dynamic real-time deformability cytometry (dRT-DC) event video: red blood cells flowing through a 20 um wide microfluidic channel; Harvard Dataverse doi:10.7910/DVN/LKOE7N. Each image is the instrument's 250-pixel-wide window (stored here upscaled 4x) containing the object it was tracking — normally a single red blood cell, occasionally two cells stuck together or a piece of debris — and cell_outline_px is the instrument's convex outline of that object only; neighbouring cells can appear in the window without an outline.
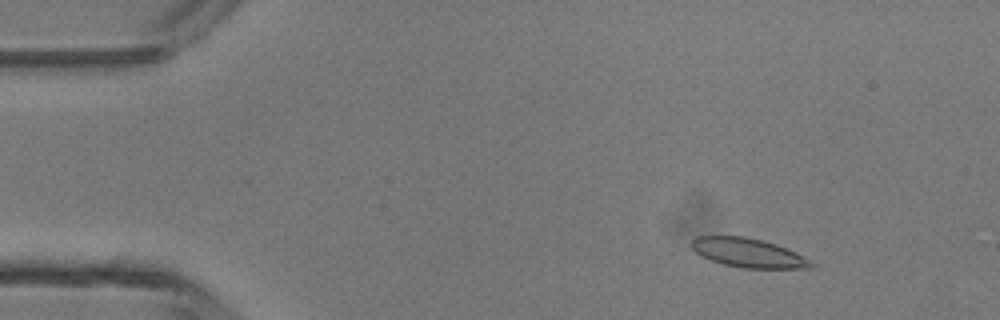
{"species": "common noctule bat (a hibernating species)", "species_latin": "Nyctalus noctula", "temperature_condition": "room temperature", "stored_images_in_passage": 23, "camera_frame_rate_fps": 3000, "um_per_image_px": 0.085, "animal": {"sex": "male", "body_mass_g": 13.3}, "frame": {"image": 1, "passage_image": 5, "time_ms": 1.333, "image_size_px": [1000, 320], "cell_outline_px": [[816, 264], [812, 268], [744, 268], [724, 264], [700, 256], [692, 248], [692, 240], [696, 236], [744, 236], [776, 244], [804, 256]], "centroid_in_image_um": [63.61, 21.49], "position_along_channel_um": 21.4, "area_um2": 20.11}}
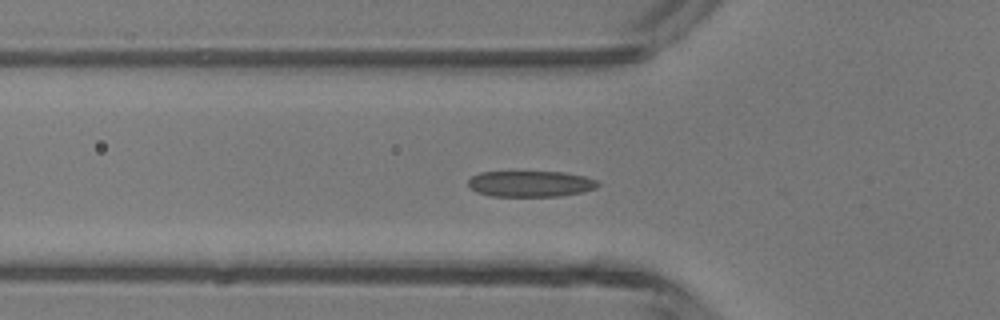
{"frame": {"image": 2, "passage_image": 15, "time_ms": 4.667, "image_size_px": [1000, 320], "cell_outline_px": [[600, 184], [596, 188], [584, 192], [560, 196], [492, 196], [476, 192], [468, 188], [468, 180], [472, 176], [480, 172], [564, 172], [584, 176], [596, 180]], "centroid_in_image_um": [45.08, 15.63], "position_along_channel_um": 80.7, "area_um2": 19.77}}
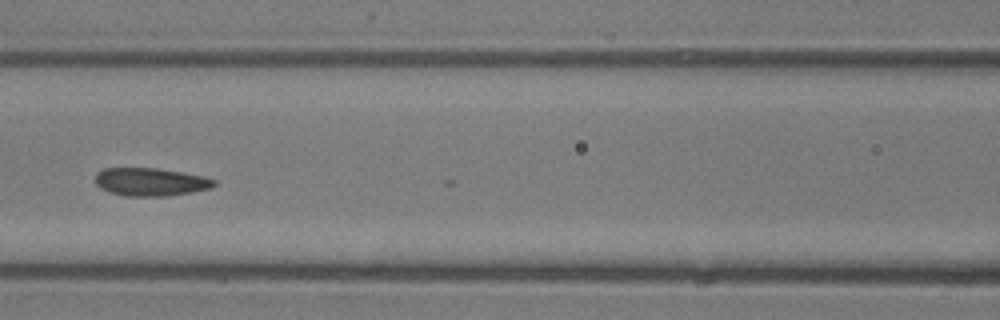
{"frame": {"image": 3, "passage_image": 20, "time_ms": 6.333, "image_size_px": [1000, 320], "cell_outline_px": [[216, 184], [212, 188], [168, 196], [124, 196], [108, 192], [100, 188], [96, 184], [96, 172], [104, 168], [156, 168], [204, 176], [216, 180]], "centroid_in_image_um": [12.78, 15.46], "position_along_channel_um": 153.8, "area_um2": 19.48}}